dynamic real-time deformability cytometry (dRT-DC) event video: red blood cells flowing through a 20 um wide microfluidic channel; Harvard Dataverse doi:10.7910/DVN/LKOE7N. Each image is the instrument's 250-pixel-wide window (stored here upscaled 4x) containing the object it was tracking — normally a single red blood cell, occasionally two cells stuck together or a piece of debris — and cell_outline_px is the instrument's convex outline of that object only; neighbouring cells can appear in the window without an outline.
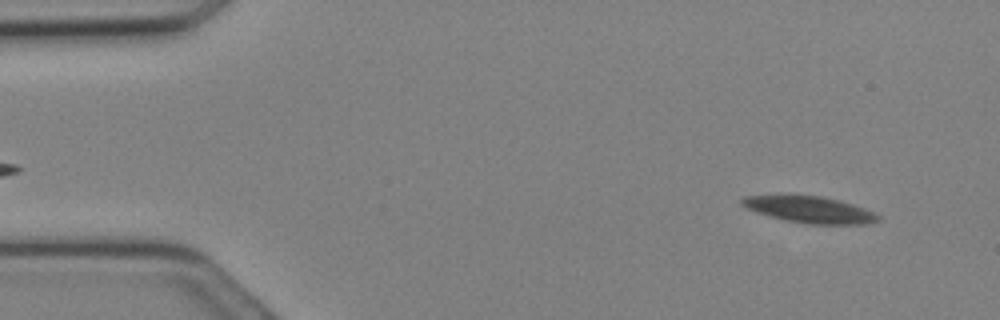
{"species": "Egyptian fruit bat (a non-hibernating species)", "species_latin": "Rousettus aegyptiacus", "temperature_condition": "cold", "stored_images_in_passage": 20, "camera_frame_rate_fps": 3000, "um_per_image_px": 0.085, "animal": {"sex": "female"}, "frame": {"image": 1, "passage_image": 2, "time_ms": 0.333, "image_size_px": [1000, 320], "cell_outline_px": [[880, 220], [864, 224], [808, 224], [784, 220], [768, 216], [756, 212], [740, 204], [740, 200], [744, 196], [820, 196], [840, 200], [864, 208], [880, 216]], "centroid_in_image_um": [68.82, 17.83], "position_along_channel_um": 16.2, "area_um2": 20.75}}
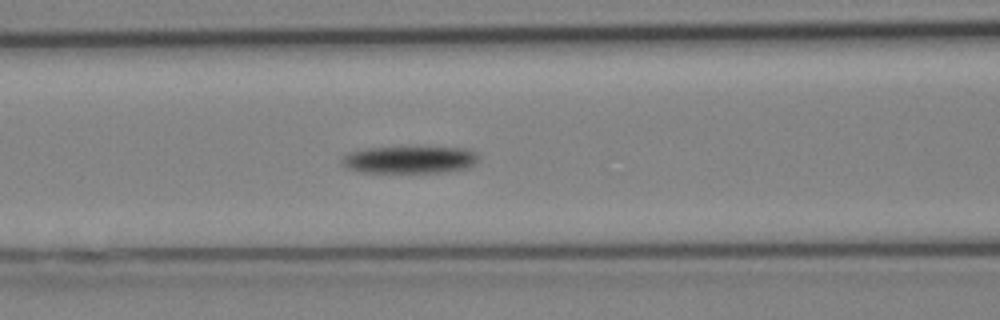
{"frame": {"image": 2, "passage_image": 12, "time_ms": 3.667, "image_size_px": [1000, 320], "cell_outline_px": [[480, 160], [468, 168], [444, 172], [364, 172], [344, 168], [340, 164], [340, 156], [348, 152], [368, 148], [468, 148], [476, 152], [480, 156]], "centroid_in_image_um": [34.8, 13.58], "position_along_channel_um": 131.8, "area_um2": 21.85}}
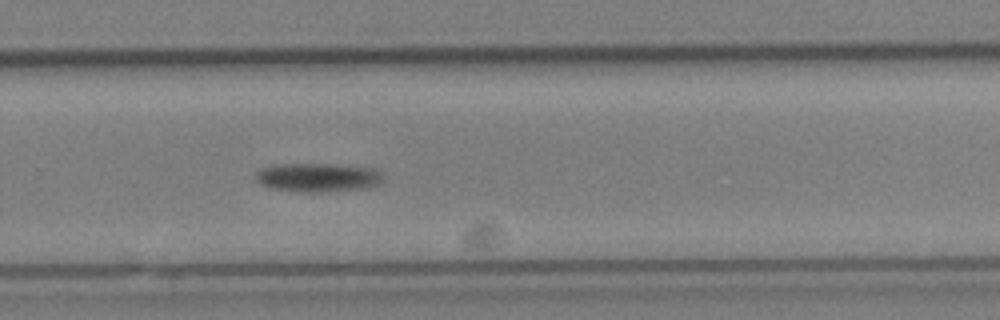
{"frame": {"image": 3, "passage_image": 20, "time_ms": 6.333, "image_size_px": [1000, 320], "cell_outline_px": [[384, 180], [376, 184], [364, 188], [312, 192], [300, 192], [268, 188], [260, 184], [256, 180], [256, 172], [260, 168], [272, 164], [328, 164], [372, 168], [380, 172], [384, 176]], "centroid_in_image_um": [26.94, 15.07], "position_along_channel_um": 302.9, "area_um2": 21.33}}